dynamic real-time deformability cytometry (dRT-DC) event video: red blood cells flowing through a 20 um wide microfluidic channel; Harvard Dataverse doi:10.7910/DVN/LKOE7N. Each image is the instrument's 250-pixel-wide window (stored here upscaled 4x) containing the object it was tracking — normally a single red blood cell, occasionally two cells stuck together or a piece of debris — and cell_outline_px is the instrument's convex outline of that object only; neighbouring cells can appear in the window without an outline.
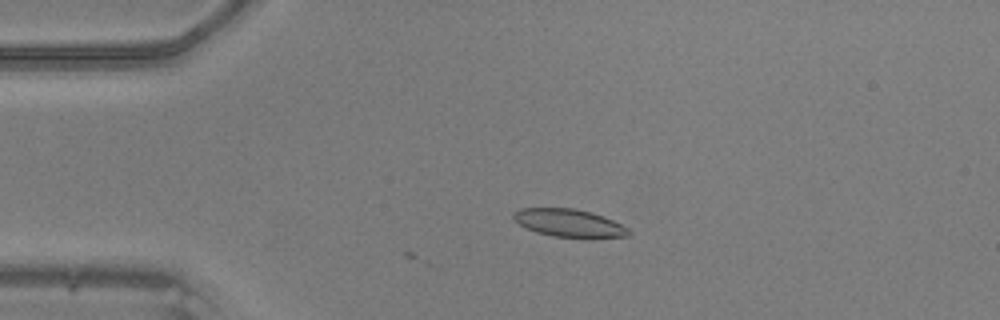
{"species": "common noctule bat (a hibernating species)", "species_latin": "Nyctalus noctula", "temperature_condition": "warm", "stored_images_in_passage": 5, "camera_frame_rate_fps": 3000, "um_per_image_px": 0.085, "animal": {"sex": "male", "body_mass_g": 20.5, "forearm_length_mm": 52.5}, "frame": {"image": 1, "passage_image": 2, "time_ms": 0.333, "image_size_px": [1000, 320], "cell_outline_px": [[632, 232], [628, 236], [592, 240], [584, 240], [552, 236], [536, 232], [520, 224], [512, 216], [512, 212], [520, 208], [576, 208], [592, 212], [604, 216], [628, 228]], "centroid_in_image_um": [48.45, 19.0], "position_along_channel_um": 36.6, "area_um2": 19.42}}